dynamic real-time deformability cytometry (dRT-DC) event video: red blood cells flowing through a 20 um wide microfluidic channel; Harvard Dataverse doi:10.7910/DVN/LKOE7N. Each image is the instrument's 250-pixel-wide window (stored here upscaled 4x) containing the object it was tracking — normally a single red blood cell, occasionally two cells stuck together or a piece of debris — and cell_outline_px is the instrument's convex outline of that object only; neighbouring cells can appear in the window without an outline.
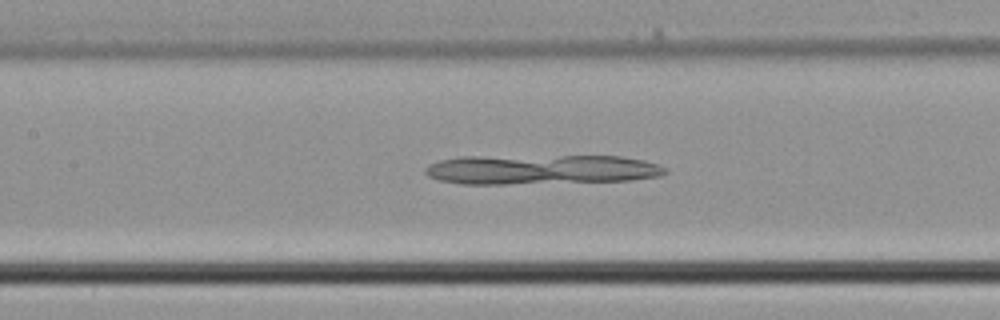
{"species": "common noctule bat (a hibernating species)", "species_latin": "Nyctalus noctula", "temperature_condition": "cold", "stored_images_in_passage": 32, "camera_frame_rate_fps": 3000, "um_per_image_px": 0.085, "animal": {"sex": "male", "body_mass_g": 21.5, "forearm_length_mm": 52.0}, "frame": {"image": 1, "passage_image": 17, "time_ms": 5.333, "image_size_px": [1000, 320], "cell_outline_px": [[668, 172], [660, 176], [632, 180], [504, 184], [464, 184], [440, 180], [428, 176], [424, 172], [424, 168], [428, 164], [440, 160], [460, 156], [620, 156], [644, 160], [656, 164], [664, 168]], "centroid_in_image_um": [45.96, 14.4], "position_along_channel_um": 161.4, "area_um2": 41.62}}
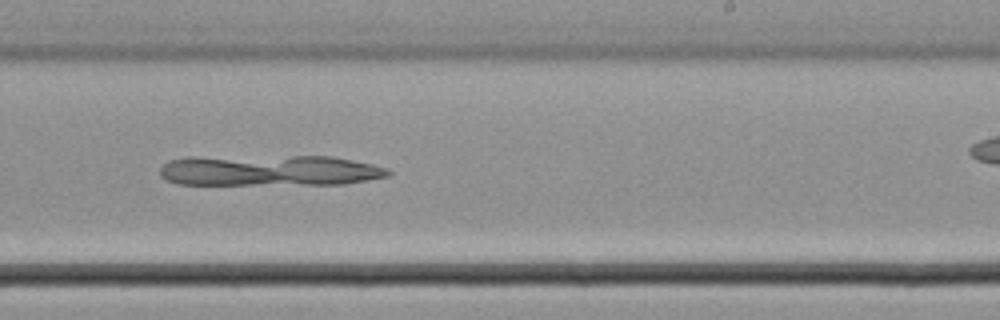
{"frame": {"image": 2, "passage_image": 23, "time_ms": 7.333, "image_size_px": [1000, 320], "cell_outline_px": [[392, 172], [388, 176], [368, 180], [344, 184], [176, 184], [164, 180], [160, 176], [160, 168], [168, 160], [188, 156], [332, 156], [372, 164], [388, 168]], "centroid_in_image_um": [22.86, 14.48], "position_along_channel_um": 266.1, "area_um2": 41.62}}
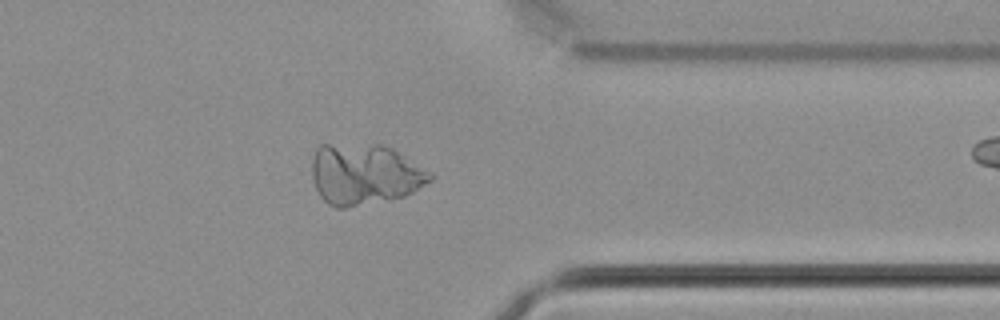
{"frame": {"image": 3, "passage_image": 30, "time_ms": 9.667, "image_size_px": [1000, 320], "cell_outline_px": [[432, 180], [412, 192], [404, 196], [344, 208], [336, 208], [328, 204], [320, 196], [316, 188], [312, 176], [312, 160], [316, 148], [320, 144], [380, 144], [392, 148], [432, 172]], "centroid_in_image_um": [30.98, 14.79], "position_along_channel_um": 380.4, "area_um2": 41.96}}